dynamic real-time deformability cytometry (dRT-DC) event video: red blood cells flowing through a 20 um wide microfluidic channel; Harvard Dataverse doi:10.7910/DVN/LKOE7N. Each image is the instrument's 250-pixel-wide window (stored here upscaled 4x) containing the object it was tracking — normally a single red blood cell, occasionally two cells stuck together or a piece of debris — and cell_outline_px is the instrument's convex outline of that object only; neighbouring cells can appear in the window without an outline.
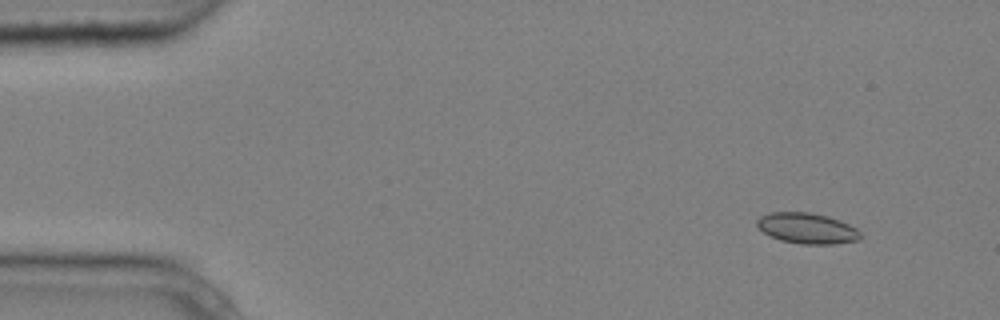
{"species": "common noctule bat (a hibernating species)", "species_latin": "Nyctalus noctula", "temperature_condition": "cold", "stored_images_in_passage": 4, "camera_frame_rate_fps": 3000, "um_per_image_px": 0.085, "animal": {"sex": "male", "body_mass_g": 20.4}, "frame": {"image": 1, "passage_image": 1, "time_ms": 0.0, "image_size_px": [1000, 320], "cell_outline_px": [[860, 240], [836, 244], [800, 244], [780, 240], [764, 232], [756, 224], [756, 220], [760, 216], [768, 212], [808, 212], [828, 216], [840, 220], [856, 228], [860, 232]], "centroid_in_image_um": [68.6, 19.4], "position_along_channel_um": 16.4, "area_um2": 18.55}}
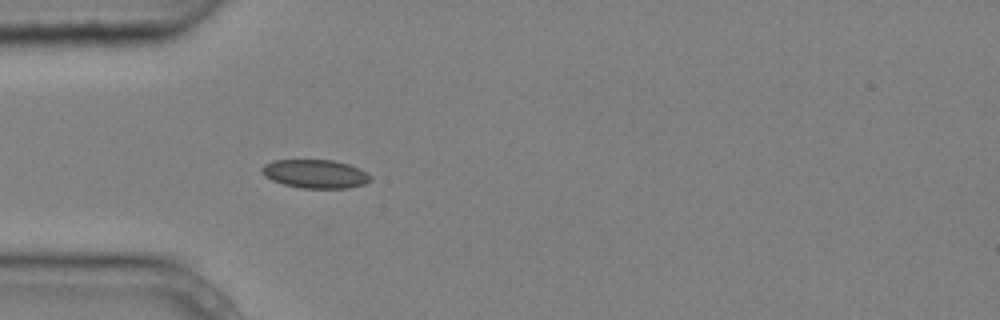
{"frame": {"image": 2, "passage_image": 4, "time_ms": 1.0, "image_size_px": [1000, 320], "cell_outline_px": [[372, 180], [364, 184], [348, 188], [300, 188], [284, 184], [272, 180], [264, 176], [260, 172], [260, 168], [264, 164], [272, 160], [332, 160], [348, 164], [360, 168], [368, 172], [372, 176]], "centroid_in_image_um": [26.8, 14.77], "position_along_channel_um": 58.2, "area_um2": 18.32}}